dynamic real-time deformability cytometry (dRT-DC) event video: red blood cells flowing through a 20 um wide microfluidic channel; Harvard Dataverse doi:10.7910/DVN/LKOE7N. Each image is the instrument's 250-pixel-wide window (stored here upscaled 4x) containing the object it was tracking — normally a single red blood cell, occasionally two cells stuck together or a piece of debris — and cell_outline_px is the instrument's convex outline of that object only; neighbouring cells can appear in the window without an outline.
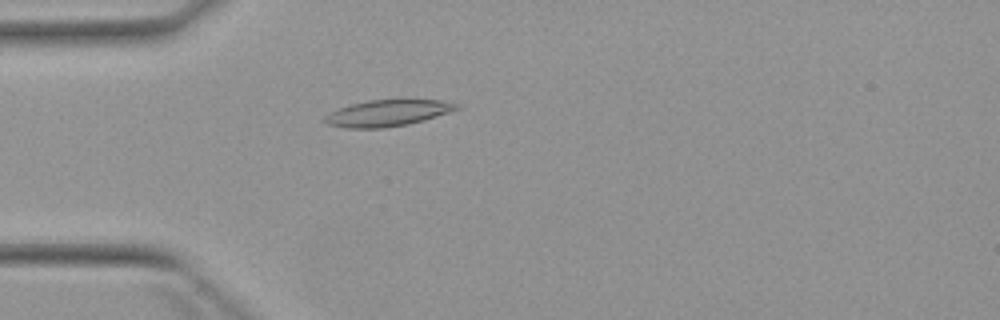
{"species": "Egyptian fruit bat (a non-hibernating species)", "species_latin": "Rousettus aegyptiacus", "temperature_condition": "warm", "stored_images_in_passage": 4, "camera_frame_rate_fps": 3000, "um_per_image_px": 0.085, "animal": {"sex": "female"}, "frame": {"image": 1, "passage_image": 4, "time_ms": 3.667, "image_size_px": [1000, 320], "cell_outline_px": [[460, 108], [424, 120], [408, 124], [384, 128], [344, 128], [328, 124], [324, 120], [332, 112], [340, 108], [352, 104], [368, 100], [440, 100], [460, 104]], "centroid_in_image_um": [32.98, 9.61], "position_along_channel_um": 52.0, "area_um2": 19.88}}